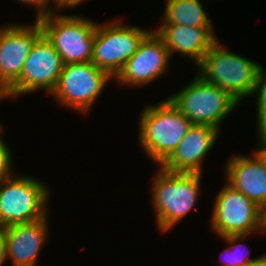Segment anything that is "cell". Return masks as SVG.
<instances>
[{"mask_svg": "<svg viewBox=\"0 0 266 266\" xmlns=\"http://www.w3.org/2000/svg\"><path fill=\"white\" fill-rule=\"evenodd\" d=\"M171 60L164 40L153 29L114 78V82L118 86L135 89L150 85L167 75Z\"/></svg>", "mask_w": 266, "mask_h": 266, "instance_id": "cell-12", "label": "cell"}, {"mask_svg": "<svg viewBox=\"0 0 266 266\" xmlns=\"http://www.w3.org/2000/svg\"><path fill=\"white\" fill-rule=\"evenodd\" d=\"M253 150H255L261 156V158L265 161L266 164V147H256Z\"/></svg>", "mask_w": 266, "mask_h": 266, "instance_id": "cell-27", "label": "cell"}, {"mask_svg": "<svg viewBox=\"0 0 266 266\" xmlns=\"http://www.w3.org/2000/svg\"><path fill=\"white\" fill-rule=\"evenodd\" d=\"M214 198L210 230L218 238L260 234L259 206L226 181Z\"/></svg>", "mask_w": 266, "mask_h": 266, "instance_id": "cell-9", "label": "cell"}, {"mask_svg": "<svg viewBox=\"0 0 266 266\" xmlns=\"http://www.w3.org/2000/svg\"><path fill=\"white\" fill-rule=\"evenodd\" d=\"M88 0H57L58 9L61 10L65 9H72L80 7L83 3L87 2Z\"/></svg>", "mask_w": 266, "mask_h": 266, "instance_id": "cell-23", "label": "cell"}, {"mask_svg": "<svg viewBox=\"0 0 266 266\" xmlns=\"http://www.w3.org/2000/svg\"><path fill=\"white\" fill-rule=\"evenodd\" d=\"M8 261L7 257V249L6 242L2 231L0 230V266H4V264Z\"/></svg>", "mask_w": 266, "mask_h": 266, "instance_id": "cell-25", "label": "cell"}, {"mask_svg": "<svg viewBox=\"0 0 266 266\" xmlns=\"http://www.w3.org/2000/svg\"><path fill=\"white\" fill-rule=\"evenodd\" d=\"M110 81L114 78L91 61L65 64L50 97L61 108L75 110L86 117Z\"/></svg>", "mask_w": 266, "mask_h": 266, "instance_id": "cell-6", "label": "cell"}, {"mask_svg": "<svg viewBox=\"0 0 266 266\" xmlns=\"http://www.w3.org/2000/svg\"><path fill=\"white\" fill-rule=\"evenodd\" d=\"M259 230L260 235L266 234V202L259 207Z\"/></svg>", "mask_w": 266, "mask_h": 266, "instance_id": "cell-24", "label": "cell"}, {"mask_svg": "<svg viewBox=\"0 0 266 266\" xmlns=\"http://www.w3.org/2000/svg\"><path fill=\"white\" fill-rule=\"evenodd\" d=\"M248 266H266V253H264L263 255H259Z\"/></svg>", "mask_w": 266, "mask_h": 266, "instance_id": "cell-26", "label": "cell"}, {"mask_svg": "<svg viewBox=\"0 0 266 266\" xmlns=\"http://www.w3.org/2000/svg\"><path fill=\"white\" fill-rule=\"evenodd\" d=\"M252 235L254 234L220 237V239L224 240L225 244L227 245H225L226 248L220 253V264L222 266H248L250 263H252L257 257L251 258L252 256H250V249L246 246L244 241Z\"/></svg>", "mask_w": 266, "mask_h": 266, "instance_id": "cell-18", "label": "cell"}, {"mask_svg": "<svg viewBox=\"0 0 266 266\" xmlns=\"http://www.w3.org/2000/svg\"><path fill=\"white\" fill-rule=\"evenodd\" d=\"M43 35L39 20L0 26V93H5L20 77L26 58Z\"/></svg>", "mask_w": 266, "mask_h": 266, "instance_id": "cell-11", "label": "cell"}, {"mask_svg": "<svg viewBox=\"0 0 266 266\" xmlns=\"http://www.w3.org/2000/svg\"><path fill=\"white\" fill-rule=\"evenodd\" d=\"M122 16L97 24L91 62L113 78L136 53L140 43L153 30L125 25Z\"/></svg>", "mask_w": 266, "mask_h": 266, "instance_id": "cell-8", "label": "cell"}, {"mask_svg": "<svg viewBox=\"0 0 266 266\" xmlns=\"http://www.w3.org/2000/svg\"><path fill=\"white\" fill-rule=\"evenodd\" d=\"M256 145L255 147H266V110H256Z\"/></svg>", "mask_w": 266, "mask_h": 266, "instance_id": "cell-22", "label": "cell"}, {"mask_svg": "<svg viewBox=\"0 0 266 266\" xmlns=\"http://www.w3.org/2000/svg\"><path fill=\"white\" fill-rule=\"evenodd\" d=\"M14 160L9 144L7 145V141L2 137L0 139V182L16 171Z\"/></svg>", "mask_w": 266, "mask_h": 266, "instance_id": "cell-19", "label": "cell"}, {"mask_svg": "<svg viewBox=\"0 0 266 266\" xmlns=\"http://www.w3.org/2000/svg\"><path fill=\"white\" fill-rule=\"evenodd\" d=\"M150 187L157 230L168 233L196 209L201 195L202 173L169 172L156 166Z\"/></svg>", "mask_w": 266, "mask_h": 266, "instance_id": "cell-1", "label": "cell"}, {"mask_svg": "<svg viewBox=\"0 0 266 266\" xmlns=\"http://www.w3.org/2000/svg\"><path fill=\"white\" fill-rule=\"evenodd\" d=\"M261 67L256 79V85L251 98L256 100V110H266V68Z\"/></svg>", "mask_w": 266, "mask_h": 266, "instance_id": "cell-21", "label": "cell"}, {"mask_svg": "<svg viewBox=\"0 0 266 266\" xmlns=\"http://www.w3.org/2000/svg\"><path fill=\"white\" fill-rule=\"evenodd\" d=\"M219 38L195 69L206 82L224 89L240 105L254 92L262 65L221 44Z\"/></svg>", "mask_w": 266, "mask_h": 266, "instance_id": "cell-3", "label": "cell"}, {"mask_svg": "<svg viewBox=\"0 0 266 266\" xmlns=\"http://www.w3.org/2000/svg\"><path fill=\"white\" fill-rule=\"evenodd\" d=\"M249 154L228 158L224 180L260 207L266 202V164L255 150Z\"/></svg>", "mask_w": 266, "mask_h": 266, "instance_id": "cell-15", "label": "cell"}, {"mask_svg": "<svg viewBox=\"0 0 266 266\" xmlns=\"http://www.w3.org/2000/svg\"><path fill=\"white\" fill-rule=\"evenodd\" d=\"M220 133L219 129L209 125H192L161 167L169 172L203 174L205 158L218 142Z\"/></svg>", "mask_w": 266, "mask_h": 266, "instance_id": "cell-14", "label": "cell"}, {"mask_svg": "<svg viewBox=\"0 0 266 266\" xmlns=\"http://www.w3.org/2000/svg\"><path fill=\"white\" fill-rule=\"evenodd\" d=\"M5 99H8L6 96H5V94L4 93H0V101H3V100H5ZM5 130V128H4V124H2L1 122H0V139L2 138V137H4L3 136V132H4V130Z\"/></svg>", "mask_w": 266, "mask_h": 266, "instance_id": "cell-28", "label": "cell"}, {"mask_svg": "<svg viewBox=\"0 0 266 266\" xmlns=\"http://www.w3.org/2000/svg\"><path fill=\"white\" fill-rule=\"evenodd\" d=\"M159 25L154 30L164 40L171 59L176 53H179V56L191 60L194 68L201 63L204 55L219 38L215 35L214 27H191L179 24Z\"/></svg>", "mask_w": 266, "mask_h": 266, "instance_id": "cell-16", "label": "cell"}, {"mask_svg": "<svg viewBox=\"0 0 266 266\" xmlns=\"http://www.w3.org/2000/svg\"><path fill=\"white\" fill-rule=\"evenodd\" d=\"M49 215L29 223L1 229L11 266H36L41 251L50 239ZM49 238V239H48Z\"/></svg>", "mask_w": 266, "mask_h": 266, "instance_id": "cell-13", "label": "cell"}, {"mask_svg": "<svg viewBox=\"0 0 266 266\" xmlns=\"http://www.w3.org/2000/svg\"><path fill=\"white\" fill-rule=\"evenodd\" d=\"M63 66L61 55L43 34L26 58L19 79L4 94L11 101L39 91L50 95L58 84Z\"/></svg>", "mask_w": 266, "mask_h": 266, "instance_id": "cell-10", "label": "cell"}, {"mask_svg": "<svg viewBox=\"0 0 266 266\" xmlns=\"http://www.w3.org/2000/svg\"><path fill=\"white\" fill-rule=\"evenodd\" d=\"M18 2L27 5V7L31 5L34 8L35 20L59 11L57 0H16V3Z\"/></svg>", "mask_w": 266, "mask_h": 266, "instance_id": "cell-20", "label": "cell"}, {"mask_svg": "<svg viewBox=\"0 0 266 266\" xmlns=\"http://www.w3.org/2000/svg\"><path fill=\"white\" fill-rule=\"evenodd\" d=\"M59 13L38 19L43 34L61 55L64 65L90 62L98 22L83 15Z\"/></svg>", "mask_w": 266, "mask_h": 266, "instance_id": "cell-7", "label": "cell"}, {"mask_svg": "<svg viewBox=\"0 0 266 266\" xmlns=\"http://www.w3.org/2000/svg\"><path fill=\"white\" fill-rule=\"evenodd\" d=\"M52 191L45 181L13 173L0 182V230L49 215Z\"/></svg>", "mask_w": 266, "mask_h": 266, "instance_id": "cell-4", "label": "cell"}, {"mask_svg": "<svg viewBox=\"0 0 266 266\" xmlns=\"http://www.w3.org/2000/svg\"><path fill=\"white\" fill-rule=\"evenodd\" d=\"M145 106L138 122V144L146 157L161 166L184 138L191 121L168 98Z\"/></svg>", "mask_w": 266, "mask_h": 266, "instance_id": "cell-2", "label": "cell"}, {"mask_svg": "<svg viewBox=\"0 0 266 266\" xmlns=\"http://www.w3.org/2000/svg\"><path fill=\"white\" fill-rule=\"evenodd\" d=\"M167 98L192 125H209L220 131L229 114L240 105L224 89L206 82L197 73L185 87Z\"/></svg>", "mask_w": 266, "mask_h": 266, "instance_id": "cell-5", "label": "cell"}, {"mask_svg": "<svg viewBox=\"0 0 266 266\" xmlns=\"http://www.w3.org/2000/svg\"><path fill=\"white\" fill-rule=\"evenodd\" d=\"M161 24H179L191 27H214L209 12L201 0H166Z\"/></svg>", "mask_w": 266, "mask_h": 266, "instance_id": "cell-17", "label": "cell"}]
</instances>
